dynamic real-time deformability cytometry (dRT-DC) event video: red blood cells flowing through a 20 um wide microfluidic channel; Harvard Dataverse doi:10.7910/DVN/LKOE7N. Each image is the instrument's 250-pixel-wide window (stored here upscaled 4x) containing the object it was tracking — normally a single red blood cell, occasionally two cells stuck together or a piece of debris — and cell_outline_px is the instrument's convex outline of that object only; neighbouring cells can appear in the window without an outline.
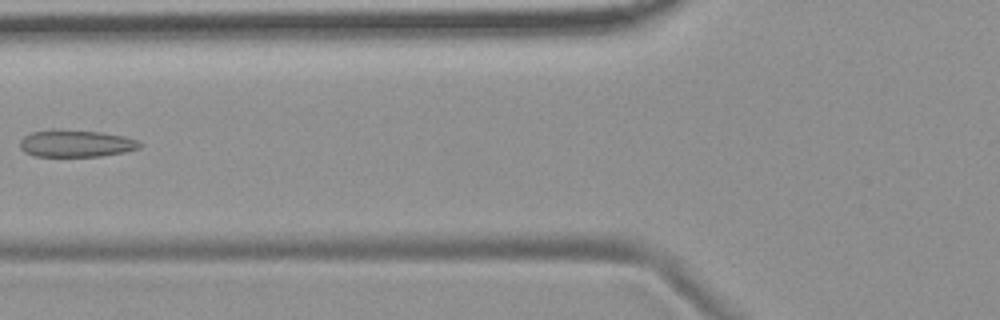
{"species": "common noctule bat (a hibernating species)", "species_latin": "Nyctalus noctula", "temperature_condition": "room temperature", "stored_images_in_passage": 5, "camera_frame_rate_fps": 3000, "um_per_image_px": 0.085, "animal": {"sex": "female", "body_mass_g": 19.9}, "frame": {"image": 1, "passage_image": 4, "time_ms": 4.667, "image_size_px": [1000, 320], "cell_outline_px": [[144, 144], [140, 148], [124, 152], [100, 156], [32, 156], [24, 152], [20, 148], [20, 140], [24, 136], [32, 132], [52, 128], [100, 132], [124, 136], [136, 140]], "centroid_in_image_um": [6.43, 12.18], "position_along_channel_um": 119.4, "area_um2": 19.13}}
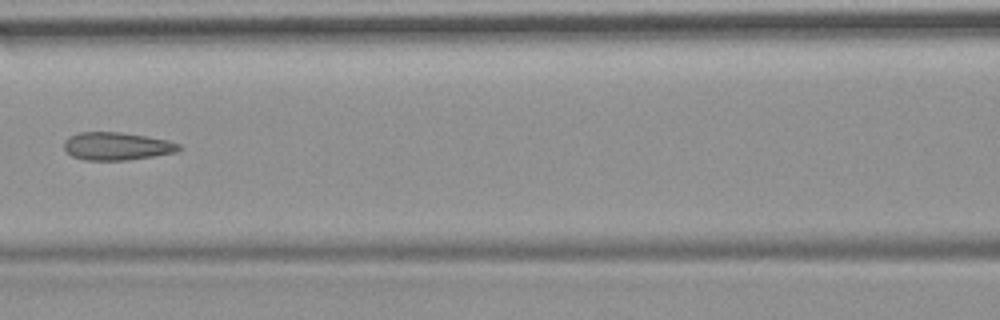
{"frame": {"image": 2, "passage_image": 5, "time_ms": 5.667, "image_size_px": [1000, 320], "cell_outline_px": [[184, 148], [176, 152], [128, 160], [84, 160], [72, 156], [64, 148], [64, 140], [68, 136], [76, 132], [120, 132], [168, 140], [180, 144]], "centroid_in_image_um": [9.91, 12.42], "position_along_channel_um": 156.7, "area_um2": 18.73}}